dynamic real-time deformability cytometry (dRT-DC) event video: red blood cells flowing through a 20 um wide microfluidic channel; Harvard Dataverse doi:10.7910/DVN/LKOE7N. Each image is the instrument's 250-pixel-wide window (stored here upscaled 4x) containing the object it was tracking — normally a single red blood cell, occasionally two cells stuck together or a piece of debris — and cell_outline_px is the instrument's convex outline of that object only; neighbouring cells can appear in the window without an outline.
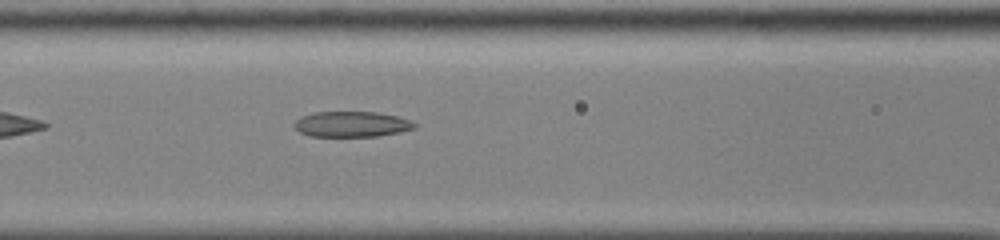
{"species": "common noctule bat (a hibernating species)", "species_latin": "Nyctalus noctula", "temperature_condition": "cold", "stored_images_in_passage": 36, "camera_frame_rate_fps": 3000, "um_per_image_px": 0.085, "animal": {"sex": "male", "body_mass_g": 13.0, "forearm_length_mm": 53.1}, "frame": {"image": 1, "passage_image": 7, "time_ms": 2.0, "image_size_px": [1000, 240], "cell_outline_px": [[416, 128], [400, 132], [376, 136], [308, 136], [300, 132], [292, 124], [300, 116], [316, 112], [376, 112], [396, 116], [412, 120], [416, 124]], "centroid_in_image_um": [29.89, 10.55], "position_along_channel_um": 136.7, "area_um2": 17.92}}
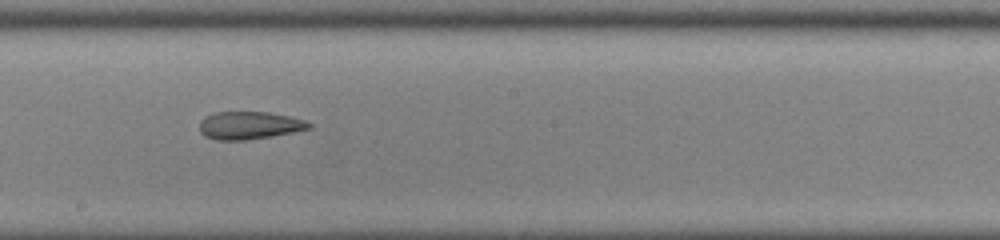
{"frame": {"image": 2, "passage_image": 14, "time_ms": 4.333, "image_size_px": [1000, 240], "cell_outline_px": [[312, 128], [272, 136], [244, 140], [216, 140], [204, 136], [200, 132], [200, 120], [204, 116], [216, 112], [268, 112], [292, 116], [304, 120], [312, 124]], "centroid_in_image_um": [21.19, 10.65], "position_along_channel_um": 227.0, "area_um2": 17.8}}
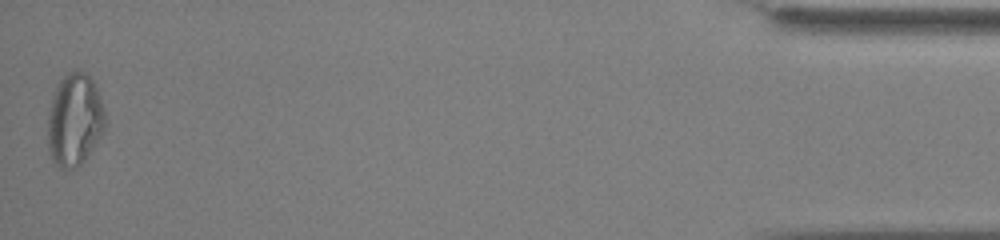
{"frame": {"image": 3, "passage_image": 36, "time_ms": 11.667, "image_size_px": [1000, 240], "cell_outline_px": [[104, 132], [84, 160], [76, 168], [60, 168], [52, 160], [48, 148], [48, 112], [52, 96], [60, 80], [68, 72], [84, 72], [92, 80], [96, 88], [104, 112]], "centroid_in_image_um": [6.31, 10.21], "position_along_channel_um": 428.9, "area_um2": 30.52}, "authors_computed_cell_mechanics": {"area_um2": 18.7272, "velocity_mm_per_s": 3.8743, "shape_relaxation_time_tau1_ms": null, "shape_relaxation_time_tau2_ms": 4.1172, "deformation_change_tau1": null, "deformation_change_tau2": 0.1281}}